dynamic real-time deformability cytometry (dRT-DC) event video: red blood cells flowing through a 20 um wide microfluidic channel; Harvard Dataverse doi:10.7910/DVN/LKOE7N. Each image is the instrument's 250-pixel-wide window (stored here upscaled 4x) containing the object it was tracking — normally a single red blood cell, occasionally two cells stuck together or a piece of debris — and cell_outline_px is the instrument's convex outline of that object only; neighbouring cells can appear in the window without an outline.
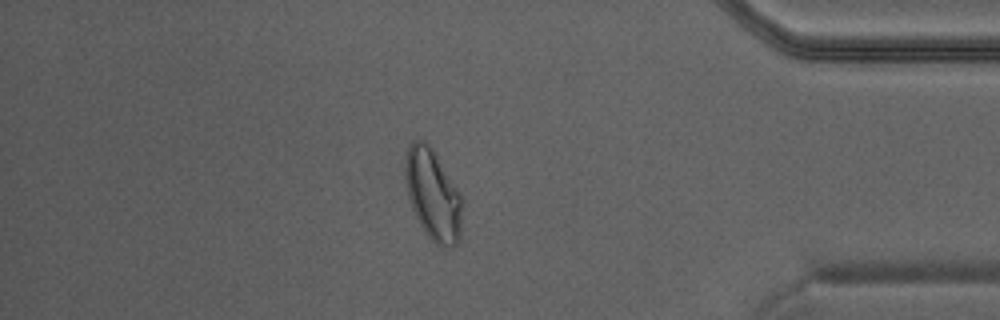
{"species": "Egyptian fruit bat (a non-hibernating species)", "species_latin": "Rousettus aegyptiacus", "temperature_condition": "warm", "stored_images_in_passage": 42, "camera_frame_rate_fps": 3000, "um_per_image_px": 0.085, "animal": {"sex": "male"}, "frame": {"image": 1, "passage_image": 36, "time_ms": 11.667, "image_size_px": [1000, 320], "cell_outline_px": [[464, 204], [460, 240], [452, 248], [448, 248], [436, 244], [428, 236], [420, 224], [412, 208], [408, 196], [404, 176], [404, 164], [408, 148], [412, 140], [424, 140], [432, 148], [460, 192]], "centroid_in_image_um": [36.83, 16.57], "position_along_channel_um": 398.4, "area_um2": 30.63}}